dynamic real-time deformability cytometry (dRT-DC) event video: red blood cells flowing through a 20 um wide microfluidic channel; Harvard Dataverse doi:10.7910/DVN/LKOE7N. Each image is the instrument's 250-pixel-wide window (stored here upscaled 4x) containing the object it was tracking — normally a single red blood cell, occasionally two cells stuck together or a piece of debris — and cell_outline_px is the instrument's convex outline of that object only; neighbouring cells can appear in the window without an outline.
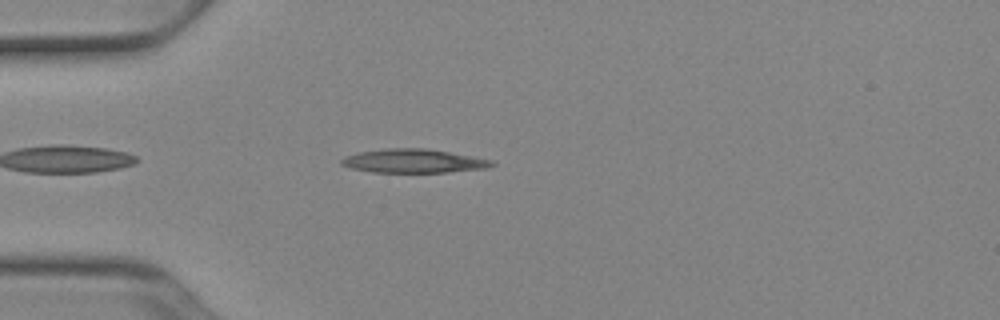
{"species": "Egyptian fruit bat (a non-hibernating species)", "species_latin": "Rousettus aegyptiacus", "temperature_condition": "cold", "stored_images_in_passage": 41, "camera_frame_rate_fps": 3000, "um_per_image_px": 0.085, "animal": {"sex": "female"}, "frame": {"image": 1, "passage_image": 4, "time_ms": 1.0, "image_size_px": [1000, 320], "cell_outline_px": [[496, 164], [488, 168], [448, 172], [372, 172], [352, 168], [340, 164], [340, 160], [344, 156], [360, 152], [384, 148], [428, 148], [492, 160]], "centroid_in_image_um": [35.14, 13.68], "position_along_channel_um": 49.9, "area_um2": 20.81}}
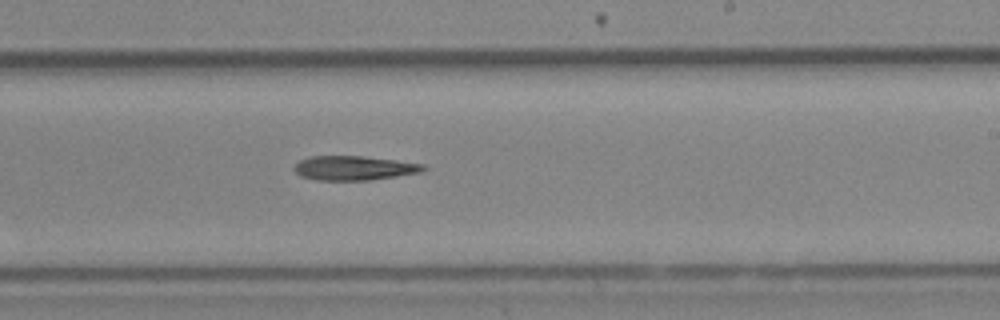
{"frame": {"image": 2, "passage_image": 21, "time_ms": 6.667, "image_size_px": [1000, 320], "cell_outline_px": [[428, 168], [420, 172], [396, 176], [368, 180], [316, 180], [300, 176], [292, 168], [300, 160], [312, 156], [364, 156], [396, 160], [424, 164]], "centroid_in_image_um": [30.09, 14.28], "position_along_channel_um": 258.9, "area_um2": 18.26}}
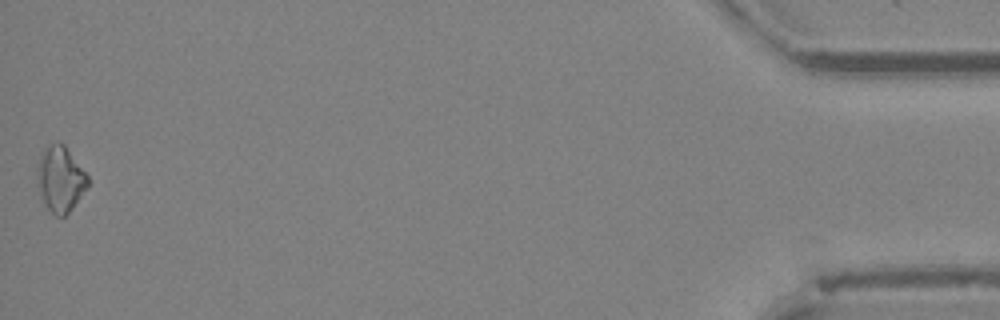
{"frame": {"image": 3, "passage_image": 41, "time_ms": 13.333, "image_size_px": [1000, 320], "cell_outline_px": [[88, 188], [68, 212], [64, 216], [56, 216], [48, 208], [36, 184], [36, 168], [40, 156], [48, 144], [60, 140], [64, 144], [88, 176]], "centroid_in_image_um": [5.11, 15.18], "position_along_channel_um": 430.1, "area_um2": 19.31}}